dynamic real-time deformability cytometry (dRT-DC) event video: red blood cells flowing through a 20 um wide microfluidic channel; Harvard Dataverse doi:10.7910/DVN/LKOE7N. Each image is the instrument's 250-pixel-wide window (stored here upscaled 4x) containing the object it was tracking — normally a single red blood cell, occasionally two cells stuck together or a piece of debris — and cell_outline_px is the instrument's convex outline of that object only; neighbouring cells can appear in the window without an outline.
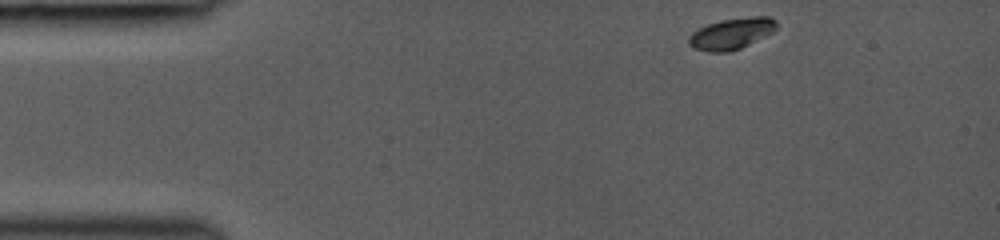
{"species": "common noctule bat (a hibernating species)", "species_latin": "Nyctalus noctula", "temperature_condition": "room temperature", "stored_images_in_passage": 16, "camera_frame_rate_fps": 3000, "um_per_image_px": 0.085, "animal": {"sex": "female", "body_mass_g": 19.0, "forearm_length_mm": 53.3}, "frame": {"image": 1, "passage_image": 1, "time_ms": 0.0, "image_size_px": [1000, 240], "cell_outline_px": [[776, 28], [772, 32], [740, 48], [728, 52], [708, 52], [692, 48], [688, 44], [688, 36], [692, 32], [708, 24], [720, 20], [752, 16], [768, 16], [776, 20]], "centroid_in_image_um": [62.14, 2.86], "position_along_channel_um": 22.9, "area_um2": 15.9}}
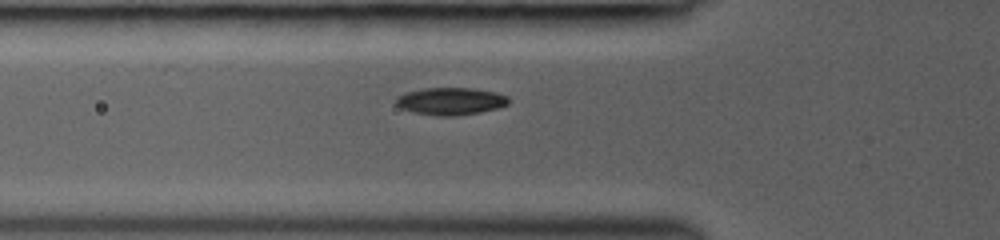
{"frame": {"image": 2, "passage_image": 10, "time_ms": 3.333, "image_size_px": [1000, 240], "cell_outline_px": [[508, 104], [496, 108], [480, 112], [456, 116], [436, 116], [412, 112], [400, 108], [396, 104], [396, 96], [404, 92], [424, 88], [472, 88], [496, 92], [508, 96]], "centroid_in_image_um": [38.26, 8.6], "position_along_channel_um": 87.5, "area_um2": 18.09}}
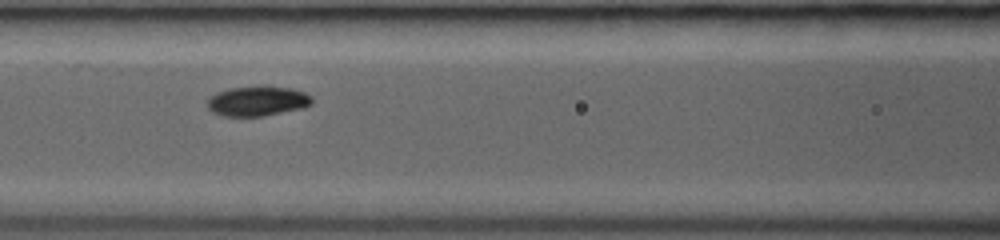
{"frame": {"image": 3, "passage_image": 14, "time_ms": 4.667, "image_size_px": [1000, 240], "cell_outline_px": [[312, 104], [304, 108], [264, 116], [224, 116], [212, 112], [208, 108], [208, 100], [216, 92], [228, 88], [292, 88], [304, 92], [312, 96]], "centroid_in_image_um": [21.9, 8.62], "position_along_channel_um": 144.7, "area_um2": 17.8}}